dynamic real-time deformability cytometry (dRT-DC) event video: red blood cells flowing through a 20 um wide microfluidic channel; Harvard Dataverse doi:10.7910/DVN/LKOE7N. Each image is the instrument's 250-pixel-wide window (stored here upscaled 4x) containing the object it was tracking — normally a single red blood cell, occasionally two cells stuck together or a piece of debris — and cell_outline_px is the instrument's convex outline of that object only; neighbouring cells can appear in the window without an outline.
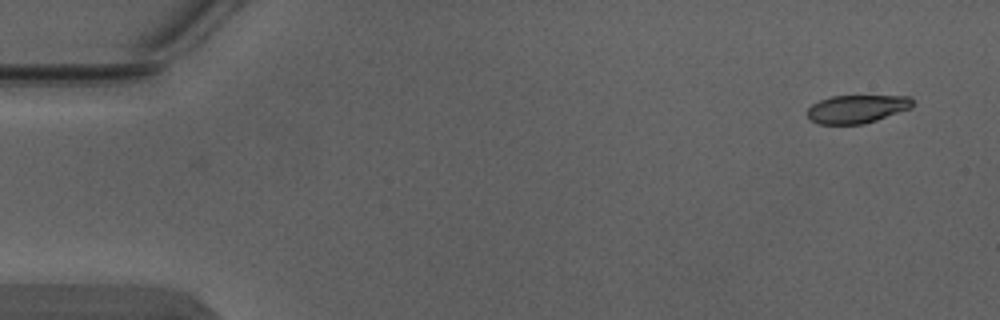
{"species": "Egyptian fruit bat (a non-hibernating species)", "species_latin": "Rousettus aegyptiacus", "temperature_condition": "warm", "stored_images_in_passage": 2, "camera_frame_rate_fps": 3000, "um_per_image_px": 0.085, "animal": {"sex": "male"}, "frame": {"image": 1, "passage_image": 2, "time_ms": 0.333, "image_size_px": [1000, 320], "cell_outline_px": [[912, 108], [864, 124], [820, 124], [812, 120], [808, 116], [808, 108], [812, 104], [820, 100], [832, 96], [912, 96]], "centroid_in_image_um": [72.85, 9.26], "position_along_channel_um": 12.1, "area_um2": 17.17}}